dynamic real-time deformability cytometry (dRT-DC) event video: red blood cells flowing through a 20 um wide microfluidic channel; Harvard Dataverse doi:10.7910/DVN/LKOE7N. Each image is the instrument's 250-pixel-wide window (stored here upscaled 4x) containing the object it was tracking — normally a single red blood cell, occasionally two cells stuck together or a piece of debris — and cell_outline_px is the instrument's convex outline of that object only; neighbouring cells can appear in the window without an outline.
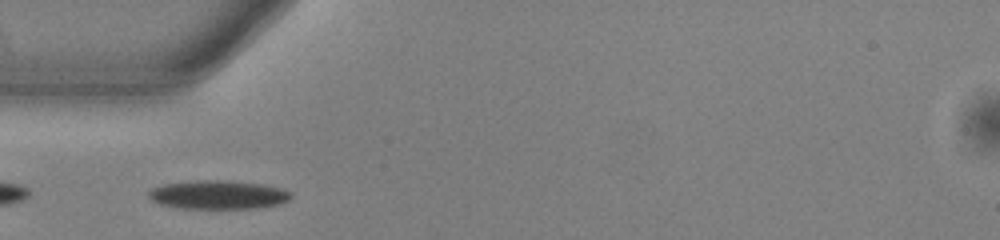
{"species": "common noctule bat (a hibernating species)", "species_latin": "Nyctalus noctula", "temperature_condition": "warm", "stored_images_in_passage": 37, "camera_frame_rate_fps": 3000, "um_per_image_px": 0.085, "animal": {"sex": "male", "body_mass_g": 13.0, "forearm_length_mm": 53.1}, "frame": {"image": 1, "passage_image": 1, "time_ms": 0.0, "image_size_px": [1000, 240], "cell_outline_px": [[292, 196], [288, 200], [280, 204], [256, 208], [180, 208], [160, 204], [152, 200], [148, 196], [148, 192], [152, 188], [164, 184], [196, 180], [224, 180], [264, 184], [284, 188], [292, 192]], "centroid_in_image_um": [18.58, 16.54], "position_along_channel_um": 66.4, "area_um2": 23.93}}
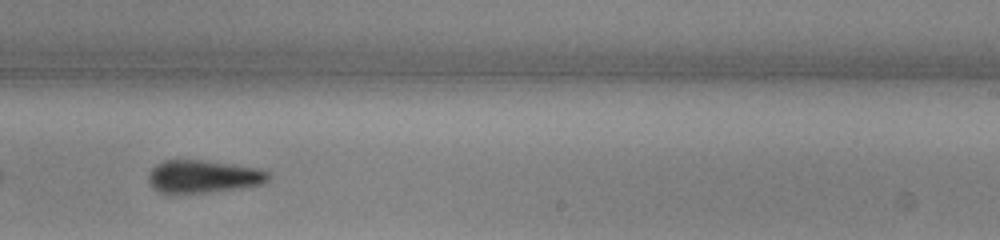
{"frame": {"image": 2, "passage_image": 17, "time_ms": 5.333, "image_size_px": [1000, 240], "cell_outline_px": [[272, 176], [264, 184], [240, 188], [212, 192], [156, 192], [148, 184], [148, 172], [156, 164], [164, 160], [200, 160], [232, 164], [260, 168], [268, 172]], "centroid_in_image_um": [17.28, 15.0], "position_along_channel_um": 271.7, "area_um2": 23.06}}
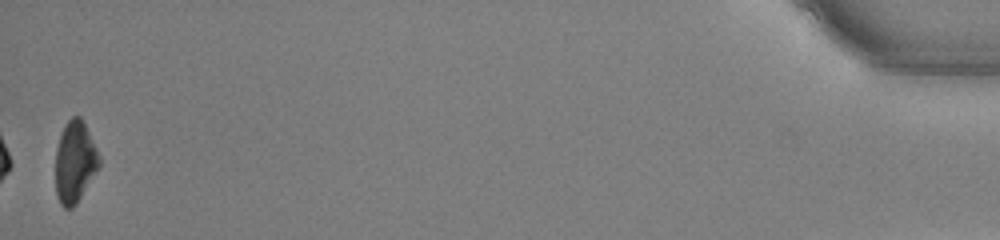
{"frame": {"image": 3, "passage_image": 37, "time_ms": 12.0, "image_size_px": [1000, 240], "cell_outline_px": [[100, 164], [76, 204], [72, 208], [64, 208], [60, 204], [56, 196], [56, 148], [60, 132], [64, 124], [72, 116], [80, 116], [84, 120], [100, 156]], "centroid_in_image_um": [6.35, 13.72], "position_along_channel_um": 428.9, "area_um2": 20.87}, "authors_computed_cell_mechanics": {"area_um2": 22.8888, "velocity_mm_per_s": 3.8636, "shape_relaxation_time_tau1_ms": 3.5428, "shape_relaxation_time_tau2_ms": 10.4372, "deformation_change_tau1": 0.1217, "deformation_change_tau2": 0.2375}}